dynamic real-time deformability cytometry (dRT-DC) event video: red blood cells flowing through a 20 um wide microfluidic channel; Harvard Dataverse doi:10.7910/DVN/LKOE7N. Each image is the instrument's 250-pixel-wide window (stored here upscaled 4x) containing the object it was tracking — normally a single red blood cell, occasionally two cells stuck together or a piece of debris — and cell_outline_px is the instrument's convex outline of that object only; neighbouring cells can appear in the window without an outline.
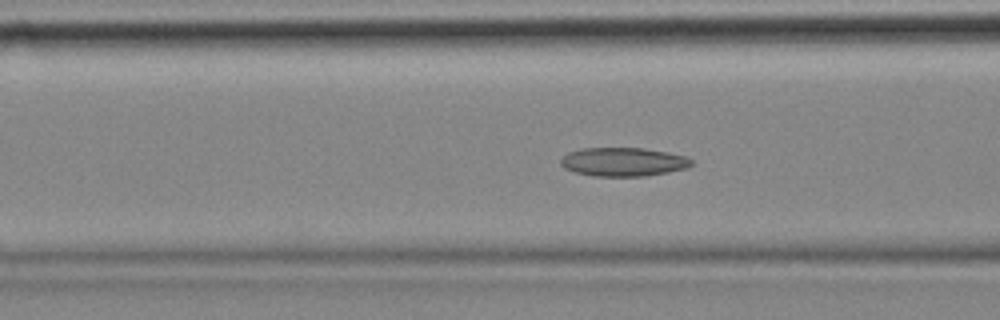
{"species": "common noctule bat (a hibernating species)", "species_latin": "Nyctalus noctula", "temperature_condition": "cold", "stored_images_in_passage": 57, "camera_frame_rate_fps": 3000, "um_per_image_px": 0.085, "animal": {"sex": "female", "body_mass_g": 18.4}, "frame": {"image": 1, "passage_image": 21, "time_ms": 6.667, "image_size_px": [1000, 320], "cell_outline_px": [[692, 164], [688, 168], [668, 172], [644, 176], [592, 176], [576, 172], [564, 168], [560, 164], [560, 160], [568, 152], [584, 148], [644, 148], [668, 152], [684, 156], [692, 160]], "centroid_in_image_um": [52.98, 13.76], "position_along_channel_um": 113.6, "area_um2": 21.85}}
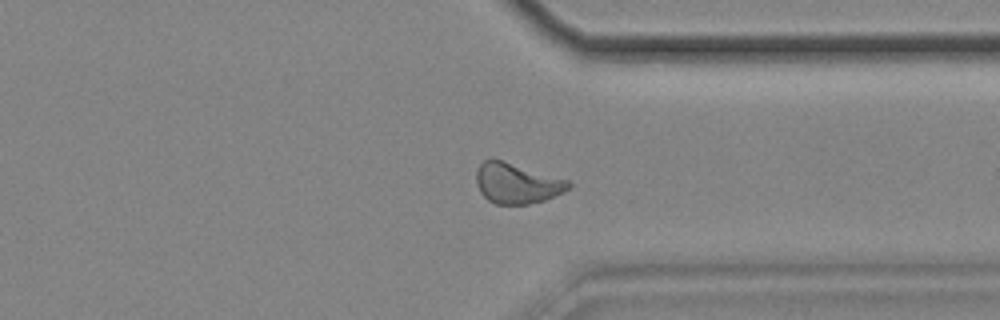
{"frame": {"image": 2, "passage_image": 43, "time_ms": 14.0, "image_size_px": [1000, 320], "cell_outline_px": [[572, 188], [564, 192], [544, 200], [528, 204], [496, 204], [488, 200], [480, 192], [476, 184], [476, 168], [484, 160], [492, 156], [568, 180], [572, 184]], "centroid_in_image_um": [43.91, 15.55], "position_along_channel_um": 367.5, "area_um2": 22.14}}
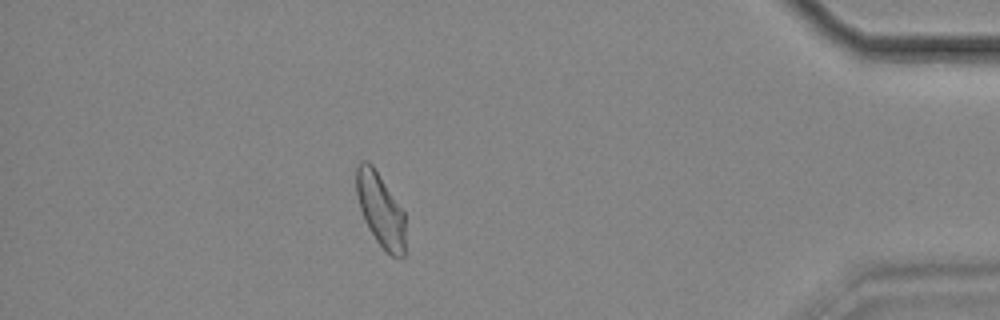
{"frame": {"image": 3, "passage_image": 50, "time_ms": 16.333, "image_size_px": [1000, 320], "cell_outline_px": [[404, 256], [392, 256], [376, 240], [368, 228], [364, 220], [356, 196], [356, 168], [360, 160], [368, 160], [372, 164], [404, 212]], "centroid_in_image_um": [32.3, 17.78], "position_along_channel_um": 402.9, "area_um2": 20.75}, "authors_computed_cell_mechanics": {"area_um2": 21.8484, "velocity_mm_per_s": 3.4804, "shape_relaxation_time_tau1_ms": null, "shape_relaxation_time_tau2_ms": 3.1155, "deformation_change_tau1": null, "deformation_change_tau2": 0.0859}}